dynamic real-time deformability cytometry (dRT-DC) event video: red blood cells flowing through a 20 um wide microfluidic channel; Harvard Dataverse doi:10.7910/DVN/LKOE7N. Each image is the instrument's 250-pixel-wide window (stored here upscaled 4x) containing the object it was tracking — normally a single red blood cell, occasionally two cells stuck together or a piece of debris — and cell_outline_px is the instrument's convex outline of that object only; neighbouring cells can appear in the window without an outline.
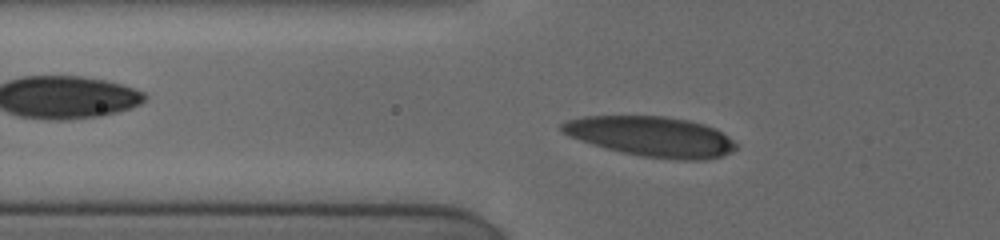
{"species": "human", "species_latin": "Homo sapiens", "temperature_condition": "cold", "stored_images_in_passage": 11, "camera_frame_rate_fps": 3000, "um_per_image_px": 0.085, "donor": {"sex": "female"}, "frame": {"image": 1, "passage_image": 5, "time_ms": 0.667, "image_size_px": [1000, 240], "cell_outline_px": [[736, 148], [732, 152], [720, 156], [696, 160], [684, 160], [640, 156], [592, 144], [568, 136], [560, 132], [560, 124], [568, 120], [584, 116], [664, 116], [688, 120], [704, 124], [716, 128], [728, 136], [736, 144]], "centroid_in_image_um": [55.35, 11.59], "position_along_channel_um": 70.5, "area_um2": 40.46}}
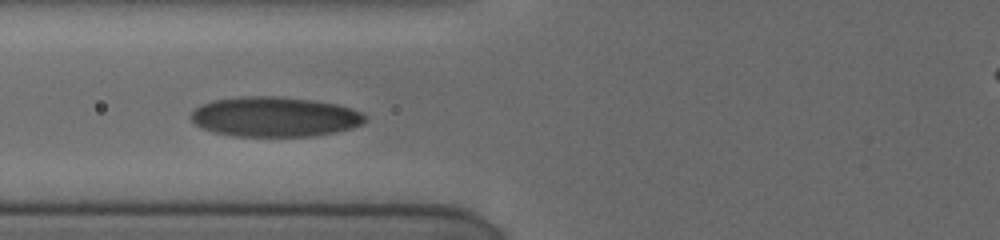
{"frame": {"image": 2, "passage_image": 10, "time_ms": 1.667, "image_size_px": [1000, 240], "cell_outline_px": [[368, 116], [364, 124], [352, 128], [336, 132], [312, 136], [232, 136], [212, 132], [200, 128], [188, 116], [200, 104], [212, 100], [240, 96], [276, 96], [312, 100], [336, 104], [352, 108]], "centroid_in_image_um": [23.33, 9.93], "position_along_channel_um": 102.5, "area_um2": 40.92}}